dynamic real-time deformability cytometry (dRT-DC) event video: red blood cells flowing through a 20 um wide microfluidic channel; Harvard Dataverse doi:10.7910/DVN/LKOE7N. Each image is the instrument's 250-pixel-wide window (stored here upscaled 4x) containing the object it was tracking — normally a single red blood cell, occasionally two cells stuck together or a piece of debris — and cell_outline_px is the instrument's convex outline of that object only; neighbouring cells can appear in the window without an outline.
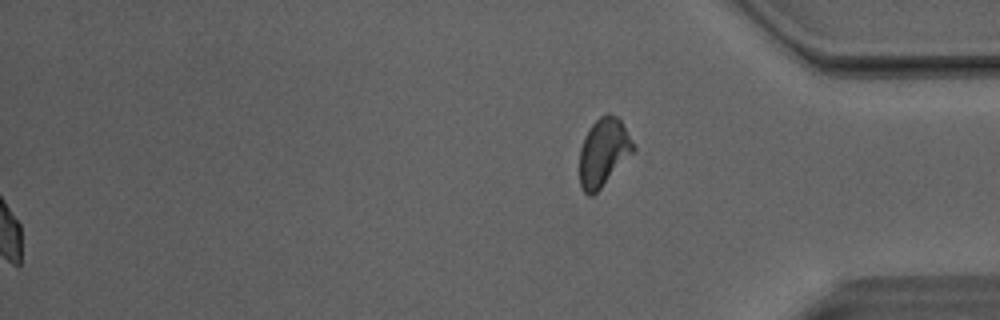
{"species": "Egyptian fruit bat (a non-hibernating species)", "species_latin": "Rousettus aegyptiacus", "temperature_condition": "room temperature", "stored_images_in_passage": 46, "segment_of_instrument_passage": [2, 2], "camera_frame_rate_fps": 3000, "um_per_image_px": 0.085, "animal": {"sex": "male"}, "frame": {"image": 1, "passage_image": 46, "time_ms": 15.0, "image_size_px": [1000, 320], "cell_outline_px": [[636, 148], [600, 188], [592, 196], [588, 196], [580, 188], [580, 148], [584, 136], [592, 124], [600, 116], [608, 112], [620, 116], [636, 144]], "centroid_in_image_um": [51.31, 12.88], "position_along_channel_um": 383.9, "area_um2": 21.5}}